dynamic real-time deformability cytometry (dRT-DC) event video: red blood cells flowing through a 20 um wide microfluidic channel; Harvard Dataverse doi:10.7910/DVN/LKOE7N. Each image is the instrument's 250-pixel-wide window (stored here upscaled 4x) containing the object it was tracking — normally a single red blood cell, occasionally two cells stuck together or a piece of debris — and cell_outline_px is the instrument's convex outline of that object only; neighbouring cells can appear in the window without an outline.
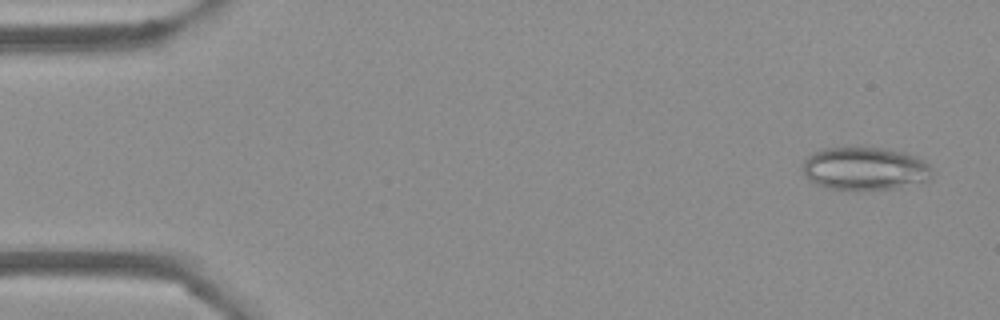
{"species": "Egyptian fruit bat (a non-hibernating species)", "species_latin": "Rousettus aegyptiacus", "temperature_condition": "cold", "stored_images_in_passage": 54, "camera_frame_rate_fps": 3000, "um_per_image_px": 0.085, "frame": {"image": 1, "passage_image": 3, "time_ms": 0.667, "image_size_px": [1000, 320], "cell_outline_px": [[932, 180], [924, 184], [896, 188], [828, 188], [816, 184], [808, 180], [800, 168], [804, 160], [812, 152], [820, 148], [844, 144], [856, 144], [884, 148], [904, 152], [916, 156], [924, 160], [932, 168]], "centroid_in_image_um": [73.51, 14.26], "position_along_channel_um": 11.5, "area_um2": 33.81}}
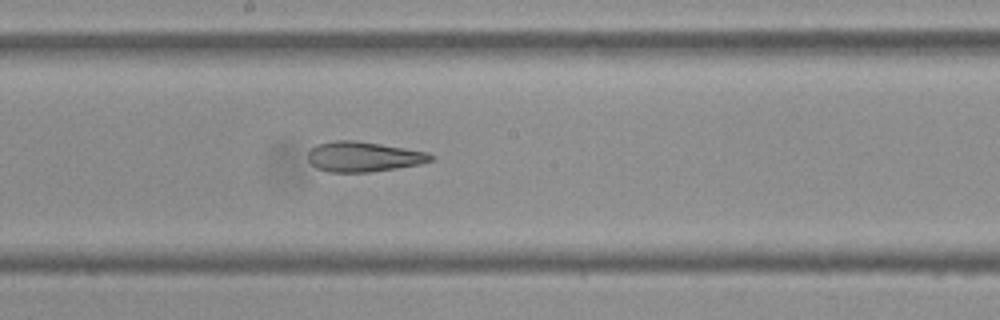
{"frame": {"image": 2, "passage_image": 29, "time_ms": 9.333, "image_size_px": [1000, 320], "cell_outline_px": [[436, 156], [432, 160], [420, 164], [396, 168], [368, 172], [328, 172], [316, 168], [308, 160], [308, 152], [316, 144], [336, 140], [356, 140], [428, 152]], "centroid_in_image_um": [30.89, 13.31], "position_along_channel_um": 217.3, "area_um2": 21.56}}
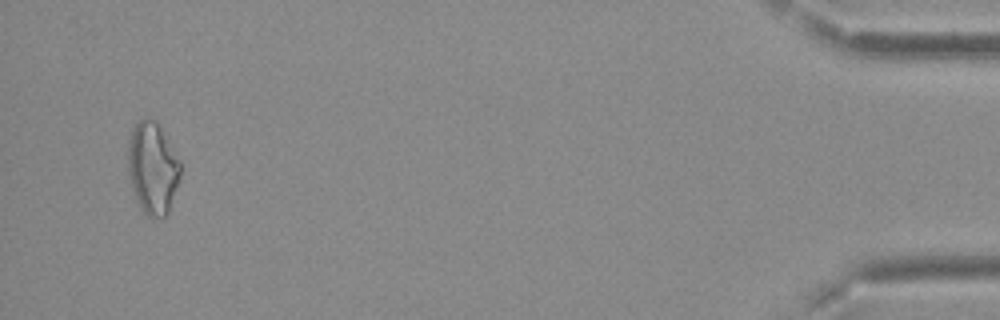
{"frame": {"image": 3, "passage_image": 52, "time_ms": 17.0, "image_size_px": [1000, 320], "cell_outline_px": [[180, 176], [168, 212], [164, 216], [144, 216], [140, 208], [132, 188], [128, 172], [128, 144], [132, 128], [144, 116], [148, 116], [156, 120], [180, 160]], "centroid_in_image_um": [12.95, 14.25], "position_along_channel_um": 422.2, "area_um2": 28.03}, "authors_computed_cell_mechanics": {"area_um2": 24.9696, "velocity_mm_per_s": 3.7379, "shape_relaxation_time_tau1_ms": null, "shape_relaxation_time_tau2_ms": 3.7095, "deformation_change_tau1": null, "deformation_change_tau2": 0.1444}}